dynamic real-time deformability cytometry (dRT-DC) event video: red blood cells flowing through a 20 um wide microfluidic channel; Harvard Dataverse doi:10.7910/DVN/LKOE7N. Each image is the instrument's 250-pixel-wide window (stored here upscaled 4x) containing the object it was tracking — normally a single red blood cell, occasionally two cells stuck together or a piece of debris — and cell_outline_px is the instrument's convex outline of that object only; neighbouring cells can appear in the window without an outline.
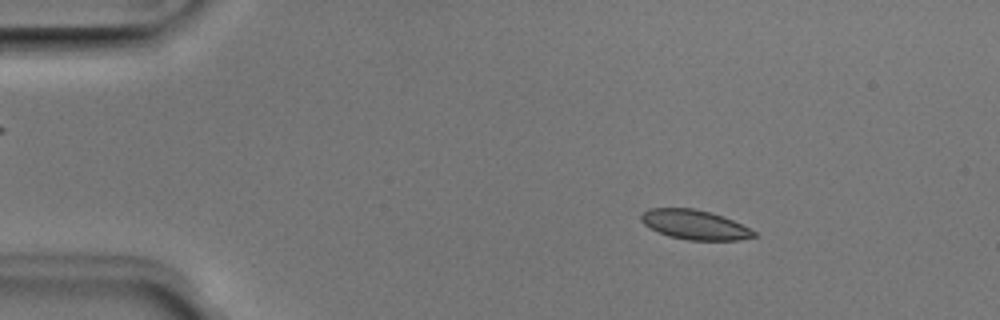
{"species": "Egyptian fruit bat (a non-hibernating species)", "species_latin": "Rousettus aegyptiacus", "temperature_condition": "room temperature", "stored_images_in_passage": 49, "camera_frame_rate_fps": 3000, "um_per_image_px": 0.085, "animal": {"sex": "male"}, "frame": {"image": 1, "passage_image": 6, "time_ms": 1.667, "image_size_px": [1000, 320], "cell_outline_px": [[756, 236], [740, 240], [688, 240], [668, 236], [644, 224], [640, 220], [640, 216], [648, 208], [696, 208], [712, 212], [724, 216], [756, 232]], "centroid_in_image_um": [59.05, 19.09], "position_along_channel_um": 26.0, "area_um2": 19.36}}
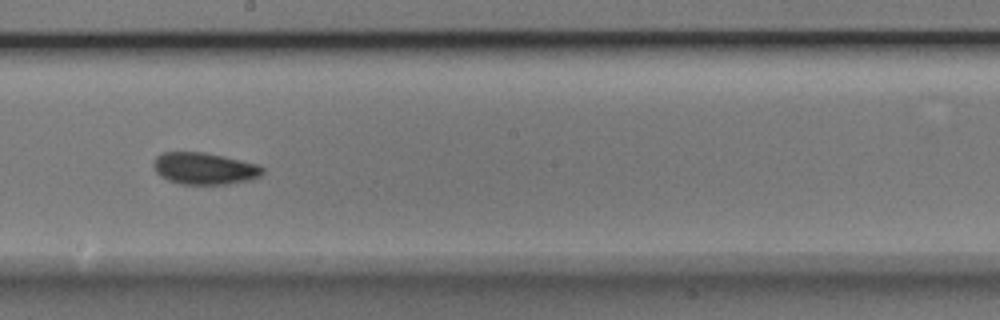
{"frame": {"image": 2, "passage_image": 27, "time_ms": 8.667, "image_size_px": [1000, 320], "cell_outline_px": [[264, 172], [260, 176], [252, 180], [228, 184], [180, 184], [168, 180], [160, 176], [156, 172], [152, 164], [156, 156], [164, 152], [204, 152], [224, 156], [260, 164], [264, 168]], "centroid_in_image_um": [17.4, 14.32], "position_along_channel_um": 230.8, "area_um2": 20.52}}
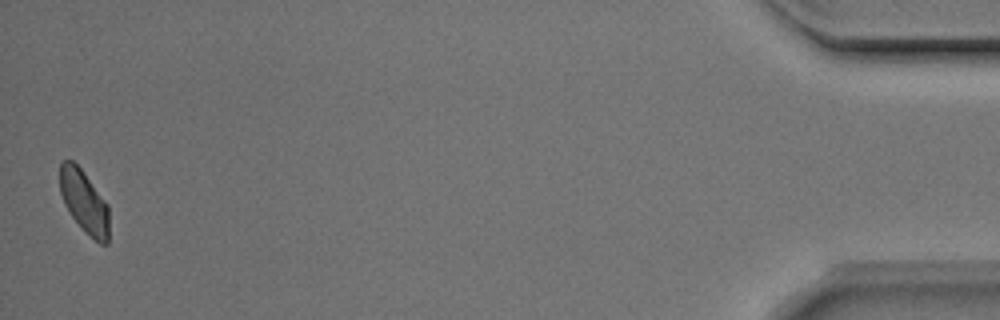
{"frame": {"image": 3, "passage_image": 49, "time_ms": 16.0, "image_size_px": [1000, 320], "cell_outline_px": [[108, 244], [100, 244], [84, 232], [72, 216], [64, 204], [60, 192], [60, 164], [64, 160], [72, 160], [84, 172], [108, 204]], "centroid_in_image_um": [7.16, 17.15], "position_along_channel_um": 428.0, "area_um2": 17.98}, "authors_computed_cell_mechanics": {"area_um2": 19.652, "velocity_mm_per_s": 3.9246, "shape_relaxation_time_tau1_ms": 4.6518, "shape_relaxation_time_tau2_ms": 2.319, "deformation_change_tau1": 0.0928, "deformation_change_tau2": 0.0593}}